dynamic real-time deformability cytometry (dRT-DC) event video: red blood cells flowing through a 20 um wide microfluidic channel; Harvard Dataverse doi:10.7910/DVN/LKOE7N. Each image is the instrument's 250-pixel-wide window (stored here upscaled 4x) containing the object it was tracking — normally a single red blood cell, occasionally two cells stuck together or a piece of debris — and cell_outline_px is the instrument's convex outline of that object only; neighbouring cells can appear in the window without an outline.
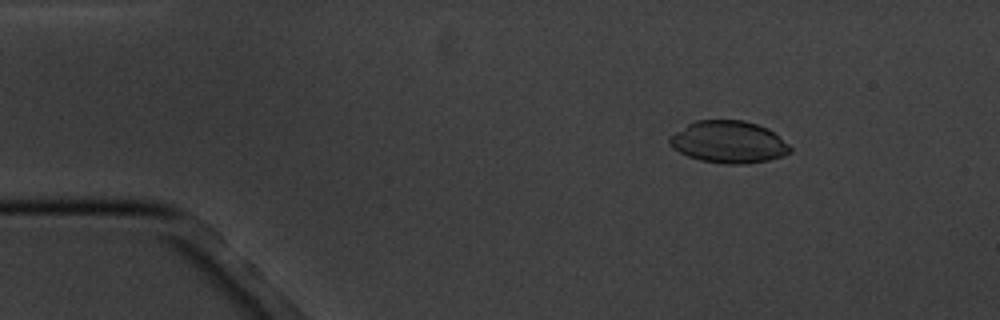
{"species": "common noctule bat (a hibernating species)", "species_latin": "Nyctalus noctula", "temperature_condition": "cold", "stored_images_in_passage": 7, "camera_frame_rate_fps": 3000, "um_per_image_px": 0.085, "animal": {"sex": "male", "body_mass_g": 20.1, "forearm_length_mm": 53.5}, "frame": {"image": 1, "passage_image": 3, "time_ms": 2.333, "image_size_px": [1000, 320], "cell_outline_px": [[792, 152], [784, 156], [768, 160], [744, 164], [724, 164], [700, 160], [688, 156], [672, 148], [668, 144], [668, 140], [676, 132], [688, 124], [696, 120], [744, 120], [768, 128], [788, 144], [792, 148]], "centroid_in_image_um": [61.95, 12.08], "position_along_channel_um": 23.1, "area_um2": 29.54}}
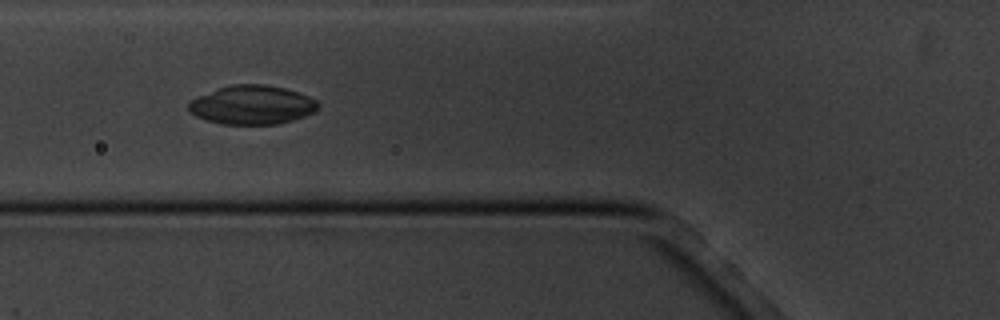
{"frame": {"image": 2, "passage_image": 6, "time_ms": 6.667, "image_size_px": [1000, 320], "cell_outline_px": [[320, 108], [316, 112], [292, 120], [276, 124], [220, 124], [196, 116], [188, 112], [188, 104], [192, 100], [200, 96], [220, 88], [232, 84], [264, 84], [284, 88], [308, 96], [316, 100], [320, 104]], "centroid_in_image_um": [21.46, 8.92], "position_along_channel_um": 104.3, "area_um2": 29.19}}
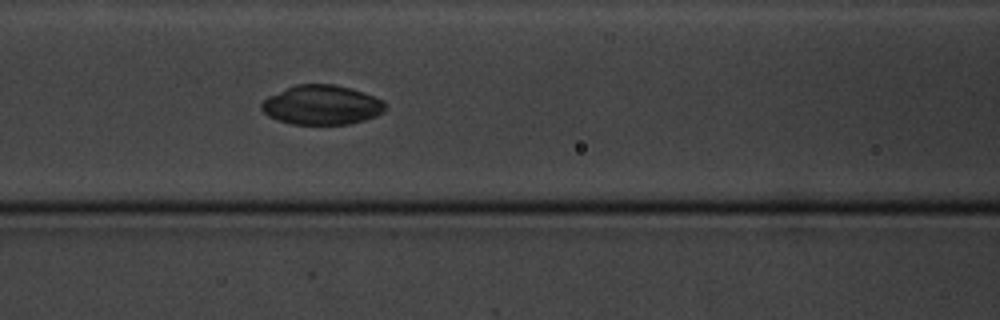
{"frame": {"image": 3, "passage_image": 7, "time_ms": 7.667, "image_size_px": [1000, 320], "cell_outline_px": [[384, 112], [376, 116], [364, 120], [348, 124], [292, 124], [276, 120], [268, 116], [260, 108], [260, 104], [268, 96], [296, 84], [332, 84], [348, 88], [384, 100]], "centroid_in_image_um": [27.31, 8.93], "position_along_channel_um": 139.3, "area_um2": 28.26}}